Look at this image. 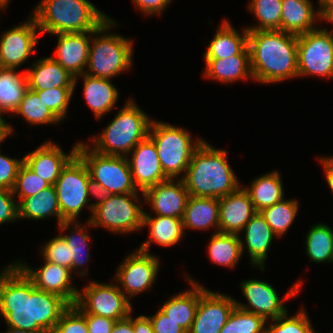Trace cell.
Wrapping results in <instances>:
<instances>
[{
  "mask_svg": "<svg viewBox=\"0 0 333 333\" xmlns=\"http://www.w3.org/2000/svg\"><path fill=\"white\" fill-rule=\"evenodd\" d=\"M150 125L149 117L129 100L101 136L94 139L93 150L103 155L125 156L148 137Z\"/></svg>",
  "mask_w": 333,
  "mask_h": 333,
  "instance_id": "5",
  "label": "cell"
},
{
  "mask_svg": "<svg viewBox=\"0 0 333 333\" xmlns=\"http://www.w3.org/2000/svg\"><path fill=\"white\" fill-rule=\"evenodd\" d=\"M38 24L32 17L28 22L3 34L0 41V57L3 67L18 68L32 53L37 41Z\"/></svg>",
  "mask_w": 333,
  "mask_h": 333,
  "instance_id": "16",
  "label": "cell"
},
{
  "mask_svg": "<svg viewBox=\"0 0 333 333\" xmlns=\"http://www.w3.org/2000/svg\"><path fill=\"white\" fill-rule=\"evenodd\" d=\"M131 151L133 155L128 162L133 182L142 193L147 188L169 179L161 168L157 148L149 137L139 142Z\"/></svg>",
  "mask_w": 333,
  "mask_h": 333,
  "instance_id": "17",
  "label": "cell"
},
{
  "mask_svg": "<svg viewBox=\"0 0 333 333\" xmlns=\"http://www.w3.org/2000/svg\"><path fill=\"white\" fill-rule=\"evenodd\" d=\"M84 97L97 119L114 107L118 92L108 78L92 77L84 73Z\"/></svg>",
  "mask_w": 333,
  "mask_h": 333,
  "instance_id": "31",
  "label": "cell"
},
{
  "mask_svg": "<svg viewBox=\"0 0 333 333\" xmlns=\"http://www.w3.org/2000/svg\"><path fill=\"white\" fill-rule=\"evenodd\" d=\"M242 291L248 303L253 309L247 305L236 302V306L244 311L267 318L276 319L284 315L287 311L274 288L264 281L247 280L242 283Z\"/></svg>",
  "mask_w": 333,
  "mask_h": 333,
  "instance_id": "21",
  "label": "cell"
},
{
  "mask_svg": "<svg viewBox=\"0 0 333 333\" xmlns=\"http://www.w3.org/2000/svg\"><path fill=\"white\" fill-rule=\"evenodd\" d=\"M77 145L70 155L62 152L57 145L47 142L24 157V163L41 179L54 185L62 169L76 155Z\"/></svg>",
  "mask_w": 333,
  "mask_h": 333,
  "instance_id": "22",
  "label": "cell"
},
{
  "mask_svg": "<svg viewBox=\"0 0 333 333\" xmlns=\"http://www.w3.org/2000/svg\"><path fill=\"white\" fill-rule=\"evenodd\" d=\"M148 137L154 142L161 168L169 179L187 171L194 152L203 142L198 139L193 143L190 134L182 128L154 121Z\"/></svg>",
  "mask_w": 333,
  "mask_h": 333,
  "instance_id": "7",
  "label": "cell"
},
{
  "mask_svg": "<svg viewBox=\"0 0 333 333\" xmlns=\"http://www.w3.org/2000/svg\"><path fill=\"white\" fill-rule=\"evenodd\" d=\"M5 120H3L2 116H1V112H0V128H9L10 134L12 133L13 129L11 126H9L8 123L4 122ZM8 124V125H7Z\"/></svg>",
  "mask_w": 333,
  "mask_h": 333,
  "instance_id": "58",
  "label": "cell"
},
{
  "mask_svg": "<svg viewBox=\"0 0 333 333\" xmlns=\"http://www.w3.org/2000/svg\"><path fill=\"white\" fill-rule=\"evenodd\" d=\"M54 186L62 223L76 221L83 206L90 201L88 197L95 196L88 168L77 154L62 169Z\"/></svg>",
  "mask_w": 333,
  "mask_h": 333,
  "instance_id": "9",
  "label": "cell"
},
{
  "mask_svg": "<svg viewBox=\"0 0 333 333\" xmlns=\"http://www.w3.org/2000/svg\"><path fill=\"white\" fill-rule=\"evenodd\" d=\"M158 268V258L138 249L137 252L124 260L115 279L120 281V285H123L124 291H121L131 297L151 287L158 273Z\"/></svg>",
  "mask_w": 333,
  "mask_h": 333,
  "instance_id": "15",
  "label": "cell"
},
{
  "mask_svg": "<svg viewBox=\"0 0 333 333\" xmlns=\"http://www.w3.org/2000/svg\"><path fill=\"white\" fill-rule=\"evenodd\" d=\"M28 89L27 72L20 74L15 68L0 69V112H15Z\"/></svg>",
  "mask_w": 333,
  "mask_h": 333,
  "instance_id": "33",
  "label": "cell"
},
{
  "mask_svg": "<svg viewBox=\"0 0 333 333\" xmlns=\"http://www.w3.org/2000/svg\"><path fill=\"white\" fill-rule=\"evenodd\" d=\"M24 163L22 160H16L0 154V188L13 190L19 168Z\"/></svg>",
  "mask_w": 333,
  "mask_h": 333,
  "instance_id": "47",
  "label": "cell"
},
{
  "mask_svg": "<svg viewBox=\"0 0 333 333\" xmlns=\"http://www.w3.org/2000/svg\"><path fill=\"white\" fill-rule=\"evenodd\" d=\"M266 320L237 306L219 333H265Z\"/></svg>",
  "mask_w": 333,
  "mask_h": 333,
  "instance_id": "40",
  "label": "cell"
},
{
  "mask_svg": "<svg viewBox=\"0 0 333 333\" xmlns=\"http://www.w3.org/2000/svg\"><path fill=\"white\" fill-rule=\"evenodd\" d=\"M50 184L35 174L25 163L21 165L16 177L13 188V194L18 193L20 199L36 195L43 189L49 187ZM19 191V192H18Z\"/></svg>",
  "mask_w": 333,
  "mask_h": 333,
  "instance_id": "41",
  "label": "cell"
},
{
  "mask_svg": "<svg viewBox=\"0 0 333 333\" xmlns=\"http://www.w3.org/2000/svg\"><path fill=\"white\" fill-rule=\"evenodd\" d=\"M205 60V77L213 78L224 83L253 77L248 46L239 55L224 59Z\"/></svg>",
  "mask_w": 333,
  "mask_h": 333,
  "instance_id": "26",
  "label": "cell"
},
{
  "mask_svg": "<svg viewBox=\"0 0 333 333\" xmlns=\"http://www.w3.org/2000/svg\"><path fill=\"white\" fill-rule=\"evenodd\" d=\"M73 91L74 88H52L35 92L39 98H42L45 106L62 121L65 118Z\"/></svg>",
  "mask_w": 333,
  "mask_h": 333,
  "instance_id": "43",
  "label": "cell"
},
{
  "mask_svg": "<svg viewBox=\"0 0 333 333\" xmlns=\"http://www.w3.org/2000/svg\"><path fill=\"white\" fill-rule=\"evenodd\" d=\"M137 193L95 196L98 202L89 205L92 216L89 225L103 226L115 233H127L142 228V209L132 199L139 201ZM131 198V199H130Z\"/></svg>",
  "mask_w": 333,
  "mask_h": 333,
  "instance_id": "8",
  "label": "cell"
},
{
  "mask_svg": "<svg viewBox=\"0 0 333 333\" xmlns=\"http://www.w3.org/2000/svg\"><path fill=\"white\" fill-rule=\"evenodd\" d=\"M28 87L33 91L75 88V78L53 57L39 60L27 71Z\"/></svg>",
  "mask_w": 333,
  "mask_h": 333,
  "instance_id": "23",
  "label": "cell"
},
{
  "mask_svg": "<svg viewBox=\"0 0 333 333\" xmlns=\"http://www.w3.org/2000/svg\"><path fill=\"white\" fill-rule=\"evenodd\" d=\"M243 247L239 235L216 232L211 236L208 253L213 263L234 267L241 257Z\"/></svg>",
  "mask_w": 333,
  "mask_h": 333,
  "instance_id": "35",
  "label": "cell"
},
{
  "mask_svg": "<svg viewBox=\"0 0 333 333\" xmlns=\"http://www.w3.org/2000/svg\"><path fill=\"white\" fill-rule=\"evenodd\" d=\"M247 46L248 30L244 29L241 36L228 21L224 20L222 26L216 29V34L204 54V59H224L239 55Z\"/></svg>",
  "mask_w": 333,
  "mask_h": 333,
  "instance_id": "29",
  "label": "cell"
},
{
  "mask_svg": "<svg viewBox=\"0 0 333 333\" xmlns=\"http://www.w3.org/2000/svg\"><path fill=\"white\" fill-rule=\"evenodd\" d=\"M226 156L225 150H217L204 141L200 144L182 177L189 196L220 199L240 187Z\"/></svg>",
  "mask_w": 333,
  "mask_h": 333,
  "instance_id": "3",
  "label": "cell"
},
{
  "mask_svg": "<svg viewBox=\"0 0 333 333\" xmlns=\"http://www.w3.org/2000/svg\"><path fill=\"white\" fill-rule=\"evenodd\" d=\"M45 261L68 268L71 271L72 257L66 240L60 235L49 241L43 248Z\"/></svg>",
  "mask_w": 333,
  "mask_h": 333,
  "instance_id": "45",
  "label": "cell"
},
{
  "mask_svg": "<svg viewBox=\"0 0 333 333\" xmlns=\"http://www.w3.org/2000/svg\"><path fill=\"white\" fill-rule=\"evenodd\" d=\"M33 17L42 33L93 32L109 17L88 0H42Z\"/></svg>",
  "mask_w": 333,
  "mask_h": 333,
  "instance_id": "4",
  "label": "cell"
},
{
  "mask_svg": "<svg viewBox=\"0 0 333 333\" xmlns=\"http://www.w3.org/2000/svg\"><path fill=\"white\" fill-rule=\"evenodd\" d=\"M325 169L326 179L329 187L333 192V158H322L320 159Z\"/></svg>",
  "mask_w": 333,
  "mask_h": 333,
  "instance_id": "54",
  "label": "cell"
},
{
  "mask_svg": "<svg viewBox=\"0 0 333 333\" xmlns=\"http://www.w3.org/2000/svg\"><path fill=\"white\" fill-rule=\"evenodd\" d=\"M154 333H187L176 322L168 318L161 310L149 317Z\"/></svg>",
  "mask_w": 333,
  "mask_h": 333,
  "instance_id": "49",
  "label": "cell"
},
{
  "mask_svg": "<svg viewBox=\"0 0 333 333\" xmlns=\"http://www.w3.org/2000/svg\"><path fill=\"white\" fill-rule=\"evenodd\" d=\"M308 256L315 262L333 261V230L324 224L311 228L306 238Z\"/></svg>",
  "mask_w": 333,
  "mask_h": 333,
  "instance_id": "36",
  "label": "cell"
},
{
  "mask_svg": "<svg viewBox=\"0 0 333 333\" xmlns=\"http://www.w3.org/2000/svg\"><path fill=\"white\" fill-rule=\"evenodd\" d=\"M173 183V179H168L147 188L142 194L156 215L182 219L189 193L182 179L177 184Z\"/></svg>",
  "mask_w": 333,
  "mask_h": 333,
  "instance_id": "19",
  "label": "cell"
},
{
  "mask_svg": "<svg viewBox=\"0 0 333 333\" xmlns=\"http://www.w3.org/2000/svg\"><path fill=\"white\" fill-rule=\"evenodd\" d=\"M187 279L195 288L172 297L162 305L160 310L188 333L195 318L200 295L206 289L194 283L191 278Z\"/></svg>",
  "mask_w": 333,
  "mask_h": 333,
  "instance_id": "25",
  "label": "cell"
},
{
  "mask_svg": "<svg viewBox=\"0 0 333 333\" xmlns=\"http://www.w3.org/2000/svg\"><path fill=\"white\" fill-rule=\"evenodd\" d=\"M16 114L23 115L31 124L57 123L60 120L45 106L38 94L28 89L20 101Z\"/></svg>",
  "mask_w": 333,
  "mask_h": 333,
  "instance_id": "39",
  "label": "cell"
},
{
  "mask_svg": "<svg viewBox=\"0 0 333 333\" xmlns=\"http://www.w3.org/2000/svg\"><path fill=\"white\" fill-rule=\"evenodd\" d=\"M78 292L74 304L81 312L95 314L115 321L127 318L132 307L118 285L91 282ZM83 293V294H82Z\"/></svg>",
  "mask_w": 333,
  "mask_h": 333,
  "instance_id": "12",
  "label": "cell"
},
{
  "mask_svg": "<svg viewBox=\"0 0 333 333\" xmlns=\"http://www.w3.org/2000/svg\"><path fill=\"white\" fill-rule=\"evenodd\" d=\"M111 333H134L133 318L130 316L115 322Z\"/></svg>",
  "mask_w": 333,
  "mask_h": 333,
  "instance_id": "53",
  "label": "cell"
},
{
  "mask_svg": "<svg viewBox=\"0 0 333 333\" xmlns=\"http://www.w3.org/2000/svg\"><path fill=\"white\" fill-rule=\"evenodd\" d=\"M298 209L297 200H284L275 203L260 211L273 233L277 236L283 235L290 227L296 217Z\"/></svg>",
  "mask_w": 333,
  "mask_h": 333,
  "instance_id": "37",
  "label": "cell"
},
{
  "mask_svg": "<svg viewBox=\"0 0 333 333\" xmlns=\"http://www.w3.org/2000/svg\"><path fill=\"white\" fill-rule=\"evenodd\" d=\"M6 333H32L25 330L9 327Z\"/></svg>",
  "mask_w": 333,
  "mask_h": 333,
  "instance_id": "59",
  "label": "cell"
},
{
  "mask_svg": "<svg viewBox=\"0 0 333 333\" xmlns=\"http://www.w3.org/2000/svg\"><path fill=\"white\" fill-rule=\"evenodd\" d=\"M10 134L9 128H0V143Z\"/></svg>",
  "mask_w": 333,
  "mask_h": 333,
  "instance_id": "56",
  "label": "cell"
},
{
  "mask_svg": "<svg viewBox=\"0 0 333 333\" xmlns=\"http://www.w3.org/2000/svg\"><path fill=\"white\" fill-rule=\"evenodd\" d=\"M320 2V9L317 11L318 13H316V17L318 16V18H320V11L328 4L333 2V0H319Z\"/></svg>",
  "mask_w": 333,
  "mask_h": 333,
  "instance_id": "57",
  "label": "cell"
},
{
  "mask_svg": "<svg viewBox=\"0 0 333 333\" xmlns=\"http://www.w3.org/2000/svg\"><path fill=\"white\" fill-rule=\"evenodd\" d=\"M182 222L184 229H206L215 225L219 230V199L189 196Z\"/></svg>",
  "mask_w": 333,
  "mask_h": 333,
  "instance_id": "27",
  "label": "cell"
},
{
  "mask_svg": "<svg viewBox=\"0 0 333 333\" xmlns=\"http://www.w3.org/2000/svg\"><path fill=\"white\" fill-rule=\"evenodd\" d=\"M78 143L76 154L86 164L95 196L137 193L127 156L103 155Z\"/></svg>",
  "mask_w": 333,
  "mask_h": 333,
  "instance_id": "6",
  "label": "cell"
},
{
  "mask_svg": "<svg viewBox=\"0 0 333 333\" xmlns=\"http://www.w3.org/2000/svg\"><path fill=\"white\" fill-rule=\"evenodd\" d=\"M320 18L333 23V2L328 3L321 11Z\"/></svg>",
  "mask_w": 333,
  "mask_h": 333,
  "instance_id": "55",
  "label": "cell"
},
{
  "mask_svg": "<svg viewBox=\"0 0 333 333\" xmlns=\"http://www.w3.org/2000/svg\"><path fill=\"white\" fill-rule=\"evenodd\" d=\"M249 9L260 24L246 28L248 31L281 30L282 0H252Z\"/></svg>",
  "mask_w": 333,
  "mask_h": 333,
  "instance_id": "38",
  "label": "cell"
},
{
  "mask_svg": "<svg viewBox=\"0 0 333 333\" xmlns=\"http://www.w3.org/2000/svg\"><path fill=\"white\" fill-rule=\"evenodd\" d=\"M3 68L2 62H1V57H0V69Z\"/></svg>",
  "mask_w": 333,
  "mask_h": 333,
  "instance_id": "61",
  "label": "cell"
},
{
  "mask_svg": "<svg viewBox=\"0 0 333 333\" xmlns=\"http://www.w3.org/2000/svg\"><path fill=\"white\" fill-rule=\"evenodd\" d=\"M298 76H333V32L314 29L297 35Z\"/></svg>",
  "mask_w": 333,
  "mask_h": 333,
  "instance_id": "11",
  "label": "cell"
},
{
  "mask_svg": "<svg viewBox=\"0 0 333 333\" xmlns=\"http://www.w3.org/2000/svg\"><path fill=\"white\" fill-rule=\"evenodd\" d=\"M50 215H56L61 231L70 227L72 221H64L60 215L57 191L54 185L43 189L34 196L23 198L18 203V218L44 219Z\"/></svg>",
  "mask_w": 333,
  "mask_h": 333,
  "instance_id": "24",
  "label": "cell"
},
{
  "mask_svg": "<svg viewBox=\"0 0 333 333\" xmlns=\"http://www.w3.org/2000/svg\"><path fill=\"white\" fill-rule=\"evenodd\" d=\"M134 333H154L149 317L140 315L133 319Z\"/></svg>",
  "mask_w": 333,
  "mask_h": 333,
  "instance_id": "52",
  "label": "cell"
},
{
  "mask_svg": "<svg viewBox=\"0 0 333 333\" xmlns=\"http://www.w3.org/2000/svg\"><path fill=\"white\" fill-rule=\"evenodd\" d=\"M148 225L150 237L146 243H143L139 250L147 252L152 241L162 246H173L180 241L183 234V222L180 218L166 217L157 215L152 218L150 215L143 214L142 226Z\"/></svg>",
  "mask_w": 333,
  "mask_h": 333,
  "instance_id": "32",
  "label": "cell"
},
{
  "mask_svg": "<svg viewBox=\"0 0 333 333\" xmlns=\"http://www.w3.org/2000/svg\"><path fill=\"white\" fill-rule=\"evenodd\" d=\"M51 333H88L86 318L75 305H70Z\"/></svg>",
  "mask_w": 333,
  "mask_h": 333,
  "instance_id": "44",
  "label": "cell"
},
{
  "mask_svg": "<svg viewBox=\"0 0 333 333\" xmlns=\"http://www.w3.org/2000/svg\"><path fill=\"white\" fill-rule=\"evenodd\" d=\"M75 223L74 228L79 229L80 231H74L72 232L74 235H61L65 240L66 243L68 245V247L70 248V253H71V257H72V267H71V271L72 269L77 268L78 266H81L85 262H88L89 259V254L87 252V255H84L86 257V259H82V255H83V250L86 249L88 247V242H89V236L87 233H84V228L83 227H79L78 221H73ZM79 227V228H78ZM79 235V237L75 236V235ZM87 260V261H86Z\"/></svg>",
  "mask_w": 333,
  "mask_h": 333,
  "instance_id": "46",
  "label": "cell"
},
{
  "mask_svg": "<svg viewBox=\"0 0 333 333\" xmlns=\"http://www.w3.org/2000/svg\"><path fill=\"white\" fill-rule=\"evenodd\" d=\"M115 22L108 18L98 29L93 32H79V33H59L55 34L58 37V45L56 60L65 70H67L74 78L76 83L77 75L84 74V68L88 64L90 52V34L106 33L110 27L114 26Z\"/></svg>",
  "mask_w": 333,
  "mask_h": 333,
  "instance_id": "13",
  "label": "cell"
},
{
  "mask_svg": "<svg viewBox=\"0 0 333 333\" xmlns=\"http://www.w3.org/2000/svg\"><path fill=\"white\" fill-rule=\"evenodd\" d=\"M86 318L88 333H111L115 324V320L98 316L95 314H87L82 312Z\"/></svg>",
  "mask_w": 333,
  "mask_h": 333,
  "instance_id": "50",
  "label": "cell"
},
{
  "mask_svg": "<svg viewBox=\"0 0 333 333\" xmlns=\"http://www.w3.org/2000/svg\"><path fill=\"white\" fill-rule=\"evenodd\" d=\"M236 307L224 294L205 290L199 298L195 318L188 333H219Z\"/></svg>",
  "mask_w": 333,
  "mask_h": 333,
  "instance_id": "14",
  "label": "cell"
},
{
  "mask_svg": "<svg viewBox=\"0 0 333 333\" xmlns=\"http://www.w3.org/2000/svg\"><path fill=\"white\" fill-rule=\"evenodd\" d=\"M9 0H0V9L1 7L4 8L8 4Z\"/></svg>",
  "mask_w": 333,
  "mask_h": 333,
  "instance_id": "60",
  "label": "cell"
},
{
  "mask_svg": "<svg viewBox=\"0 0 333 333\" xmlns=\"http://www.w3.org/2000/svg\"><path fill=\"white\" fill-rule=\"evenodd\" d=\"M244 190L249 194L256 212L281 201L284 194L280 174L277 171L262 175L253 181L250 188Z\"/></svg>",
  "mask_w": 333,
  "mask_h": 333,
  "instance_id": "34",
  "label": "cell"
},
{
  "mask_svg": "<svg viewBox=\"0 0 333 333\" xmlns=\"http://www.w3.org/2000/svg\"><path fill=\"white\" fill-rule=\"evenodd\" d=\"M249 194L238 188L219 199V231L237 234L244 229L247 222L256 214Z\"/></svg>",
  "mask_w": 333,
  "mask_h": 333,
  "instance_id": "20",
  "label": "cell"
},
{
  "mask_svg": "<svg viewBox=\"0 0 333 333\" xmlns=\"http://www.w3.org/2000/svg\"><path fill=\"white\" fill-rule=\"evenodd\" d=\"M244 229L246 231L245 239L247 249L252 264L257 265L263 270V263L267 258V251L274 233L260 212H257L247 222Z\"/></svg>",
  "mask_w": 333,
  "mask_h": 333,
  "instance_id": "28",
  "label": "cell"
},
{
  "mask_svg": "<svg viewBox=\"0 0 333 333\" xmlns=\"http://www.w3.org/2000/svg\"><path fill=\"white\" fill-rule=\"evenodd\" d=\"M92 42L87 64L90 72L85 74L110 79L130 68L132 41L116 34H105L93 38Z\"/></svg>",
  "mask_w": 333,
  "mask_h": 333,
  "instance_id": "10",
  "label": "cell"
},
{
  "mask_svg": "<svg viewBox=\"0 0 333 333\" xmlns=\"http://www.w3.org/2000/svg\"><path fill=\"white\" fill-rule=\"evenodd\" d=\"M171 0H133L135 5L138 6L145 14L161 13L163 9L170 4Z\"/></svg>",
  "mask_w": 333,
  "mask_h": 333,
  "instance_id": "51",
  "label": "cell"
},
{
  "mask_svg": "<svg viewBox=\"0 0 333 333\" xmlns=\"http://www.w3.org/2000/svg\"><path fill=\"white\" fill-rule=\"evenodd\" d=\"M251 72L261 83L298 76L297 35L282 30L248 31Z\"/></svg>",
  "mask_w": 333,
  "mask_h": 333,
  "instance_id": "2",
  "label": "cell"
},
{
  "mask_svg": "<svg viewBox=\"0 0 333 333\" xmlns=\"http://www.w3.org/2000/svg\"><path fill=\"white\" fill-rule=\"evenodd\" d=\"M24 274L32 281L36 289L54 293L65 299L70 305H74L78 292L71 286V271L57 264L45 262L38 271L26 267L27 265L15 263Z\"/></svg>",
  "mask_w": 333,
  "mask_h": 333,
  "instance_id": "18",
  "label": "cell"
},
{
  "mask_svg": "<svg viewBox=\"0 0 333 333\" xmlns=\"http://www.w3.org/2000/svg\"><path fill=\"white\" fill-rule=\"evenodd\" d=\"M69 306L59 295L36 289L16 264L0 274V314L9 327L51 333Z\"/></svg>",
  "mask_w": 333,
  "mask_h": 333,
  "instance_id": "1",
  "label": "cell"
},
{
  "mask_svg": "<svg viewBox=\"0 0 333 333\" xmlns=\"http://www.w3.org/2000/svg\"><path fill=\"white\" fill-rule=\"evenodd\" d=\"M272 321L273 324L265 327V333H315L304 310L288 319L286 312Z\"/></svg>",
  "mask_w": 333,
  "mask_h": 333,
  "instance_id": "42",
  "label": "cell"
},
{
  "mask_svg": "<svg viewBox=\"0 0 333 333\" xmlns=\"http://www.w3.org/2000/svg\"><path fill=\"white\" fill-rule=\"evenodd\" d=\"M315 14L309 0H282L281 30L300 35L314 30Z\"/></svg>",
  "mask_w": 333,
  "mask_h": 333,
  "instance_id": "30",
  "label": "cell"
},
{
  "mask_svg": "<svg viewBox=\"0 0 333 333\" xmlns=\"http://www.w3.org/2000/svg\"><path fill=\"white\" fill-rule=\"evenodd\" d=\"M13 196L12 190L0 188V224L18 219V204Z\"/></svg>",
  "mask_w": 333,
  "mask_h": 333,
  "instance_id": "48",
  "label": "cell"
}]
</instances>
